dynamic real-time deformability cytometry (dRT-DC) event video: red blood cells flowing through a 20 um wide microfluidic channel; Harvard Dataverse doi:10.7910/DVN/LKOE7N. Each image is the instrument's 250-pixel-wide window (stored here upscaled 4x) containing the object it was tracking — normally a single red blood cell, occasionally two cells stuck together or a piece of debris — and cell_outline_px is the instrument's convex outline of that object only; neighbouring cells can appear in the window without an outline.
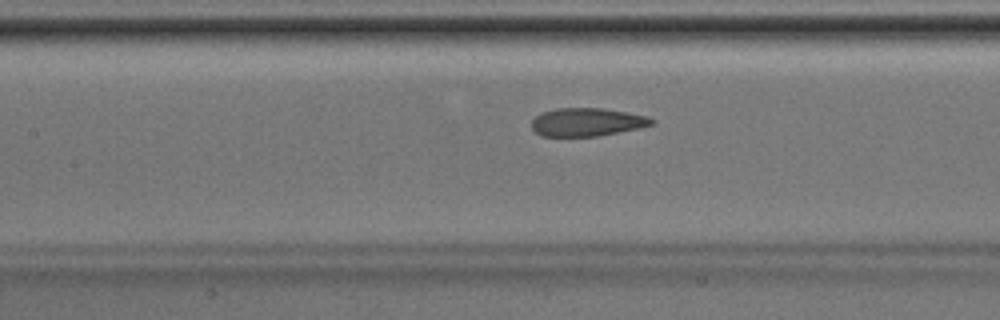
{"species": "Egyptian fruit bat (a non-hibernating species)", "species_latin": "Rousettus aegyptiacus", "temperature_condition": "room temperature", "stored_images_in_passage": 23, "camera_frame_rate_fps": 3000, "um_per_image_px": 0.085, "animal": {"sex": "male"}, "frame": {"image": 1, "passage_image": 20, "time_ms": 6.333, "image_size_px": [1000, 320], "cell_outline_px": [[656, 124], [640, 128], [596, 136], [540, 136], [532, 128], [532, 120], [536, 116], [544, 112], [556, 108], [604, 108], [648, 116], [656, 120]], "centroid_in_image_um": [49.94, 10.37], "position_along_channel_um": 157.5, "area_um2": 19.77}}